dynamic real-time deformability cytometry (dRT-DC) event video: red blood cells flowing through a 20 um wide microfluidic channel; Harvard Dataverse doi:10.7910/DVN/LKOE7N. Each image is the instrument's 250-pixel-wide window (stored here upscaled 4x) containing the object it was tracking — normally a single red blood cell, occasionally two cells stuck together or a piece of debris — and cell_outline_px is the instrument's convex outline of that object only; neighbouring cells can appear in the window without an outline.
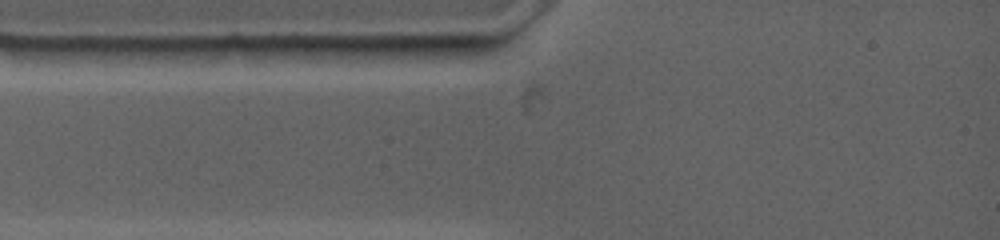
{"species": "common noctule bat (a hibernating species)", "species_latin": "Nyctalus noctula", "temperature_condition": "warm", "stored_images_in_passage": 3, "camera_frame_rate_fps": 4500, "um_per_image_px": 0.085, "animal": {"sex": "female", "body_mass_g": 19.0, "forearm_length_mm": 53.3}, "frame": {"image": 1, "passage_image": 2, "time_ms": 0.889, "image_size_px": [1000, 240], "cell_outline_px": [[468, 48], [460, 56], [432, 60], [316, 48], [384, 44], [464, 44]], "centroid_in_image_um": [34.75, 4.28], "position_along_channel_um": 50.3, "area_um2": 10.64}}